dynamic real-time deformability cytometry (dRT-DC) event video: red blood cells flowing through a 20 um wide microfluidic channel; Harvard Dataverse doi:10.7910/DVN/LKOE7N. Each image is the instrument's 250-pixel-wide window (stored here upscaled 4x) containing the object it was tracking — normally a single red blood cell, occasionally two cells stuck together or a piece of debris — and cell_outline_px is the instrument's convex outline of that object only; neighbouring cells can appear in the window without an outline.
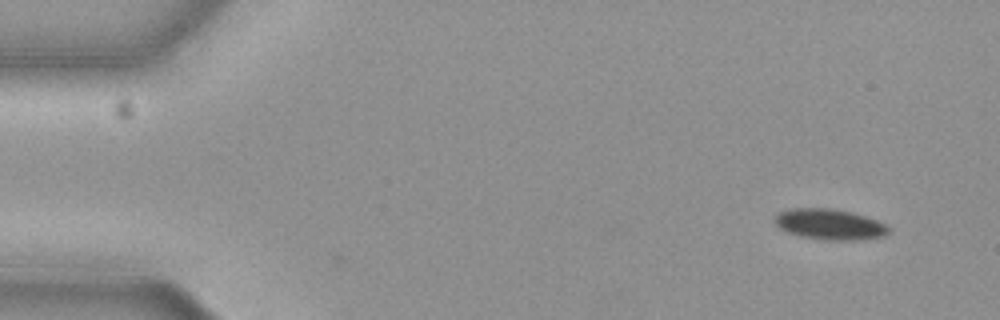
{"species": "common noctule bat (a hibernating species)", "species_latin": "Nyctalus noctula", "temperature_condition": "cold", "stored_images_in_passage": 51, "camera_frame_rate_fps": 3000, "um_per_image_px": 0.085, "animal": {"sex": "female", "body_mass_g": 19.3, "forearm_length_mm": 54.1}, "frame": {"image": 1, "passage_image": 1, "time_ms": 0.0, "image_size_px": [1000, 320], "cell_outline_px": [[892, 232], [884, 236], [860, 240], [824, 240], [800, 236], [788, 232], [780, 228], [772, 220], [780, 212], [792, 208], [828, 208], [852, 212], [876, 220], [892, 228]], "centroid_in_image_um": [70.55, 19.08], "position_along_channel_um": 14.4, "area_um2": 20.46}}
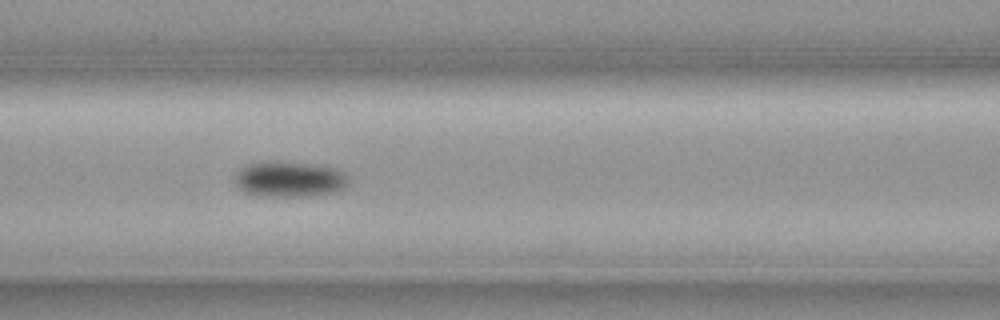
{"frame": {"image": 2, "passage_image": 21, "time_ms": 6.667, "image_size_px": [1000, 320], "cell_outline_px": [[348, 180], [344, 188], [336, 192], [308, 196], [256, 196], [244, 192], [236, 184], [232, 176], [244, 164], [276, 160], [316, 164], [336, 168], [344, 172], [348, 176]], "centroid_in_image_um": [24.57, 15.21], "position_along_channel_um": 142.0, "area_um2": 24.22}}
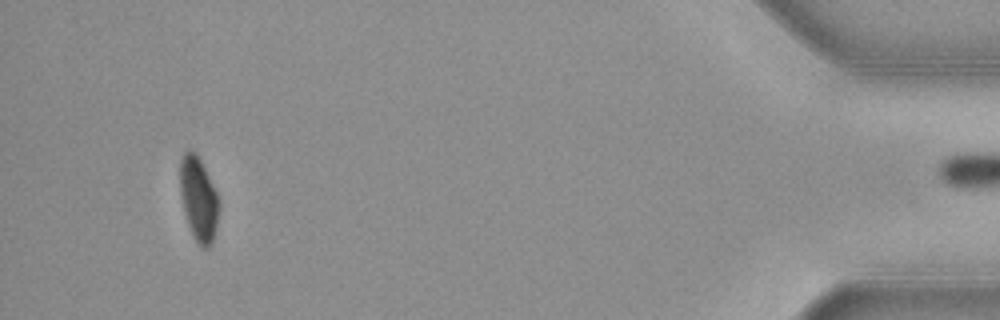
{"frame": {"image": 3, "passage_image": 50, "time_ms": 16.333, "image_size_px": [1000, 320], "cell_outline_px": [[220, 204], [216, 228], [212, 244], [208, 248], [204, 248], [196, 240], [188, 224], [184, 212], [180, 192], [180, 160], [184, 152], [192, 152], [200, 160], [220, 200]], "centroid_in_image_um": [16.89, 16.95], "position_along_channel_um": 418.3, "area_um2": 18.67}, "authors_computed_cell_mechanics": {"area_um2": 21.675, "velocity_mm_per_s": 3.6778, "shape_relaxation_time_tau1_ms": 1.9205, "shape_relaxation_time_tau2_ms": null, "deformation_change_tau1": 0.093, "deformation_change_tau2": null}}